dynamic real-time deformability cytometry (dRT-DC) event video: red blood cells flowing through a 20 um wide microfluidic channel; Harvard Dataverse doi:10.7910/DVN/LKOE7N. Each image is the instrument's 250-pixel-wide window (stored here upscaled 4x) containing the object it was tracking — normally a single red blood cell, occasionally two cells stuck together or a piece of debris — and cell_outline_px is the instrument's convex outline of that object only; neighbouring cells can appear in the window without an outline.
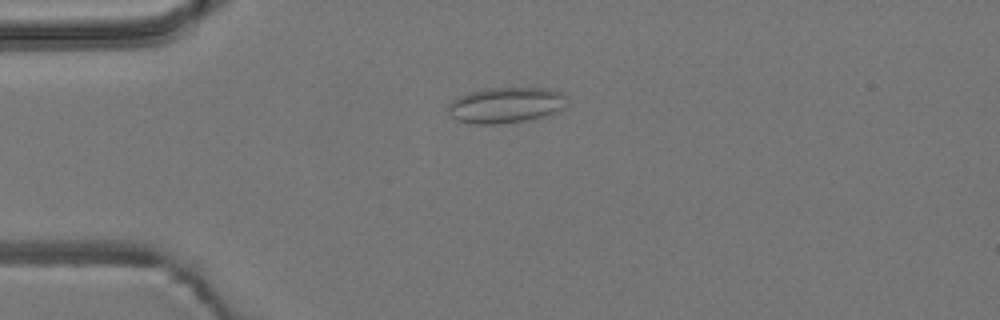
{"species": "common noctule bat (a hibernating species)", "species_latin": "Nyctalus noctula", "temperature_condition": "room temperature", "stored_images_in_passage": 30, "camera_frame_rate_fps": 3000, "um_per_image_px": 0.085, "animal": {"sex": "male", "body_mass_g": 19.2, "forearm_length_mm": 51.8}, "frame": {"image": 1, "passage_image": 5, "time_ms": 1.333, "image_size_px": [1000, 320], "cell_outline_px": [[568, 96], [564, 108], [556, 112], [544, 116], [524, 120], [496, 124], [472, 124], [456, 120], [448, 112], [448, 104], [452, 100], [468, 92], [488, 88], [544, 88], [560, 92]], "centroid_in_image_um": [42.98, 8.93], "position_along_channel_um": 42.0, "area_um2": 24.74}}
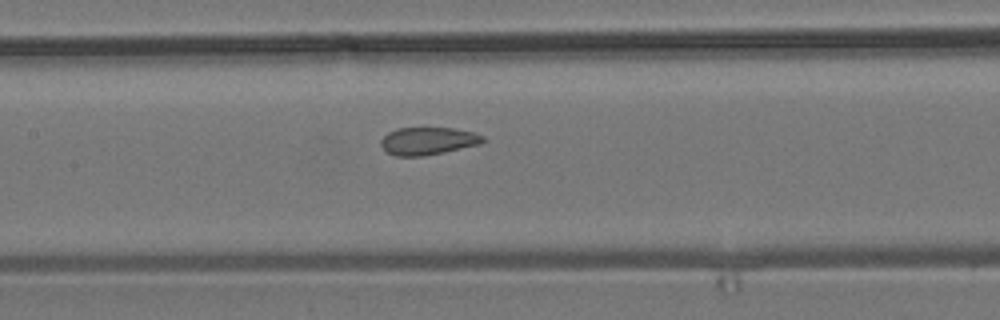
{"frame": {"image": 2, "passage_image": 17, "time_ms": 5.333, "image_size_px": [1000, 320], "cell_outline_px": [[484, 140], [480, 144], [444, 152], [424, 156], [396, 156], [388, 152], [380, 144], [380, 140], [388, 132], [396, 128], [452, 128], [472, 132], [484, 136]], "centroid_in_image_um": [36.36, 11.98], "position_along_channel_um": 171.0, "area_um2": 16.3}}
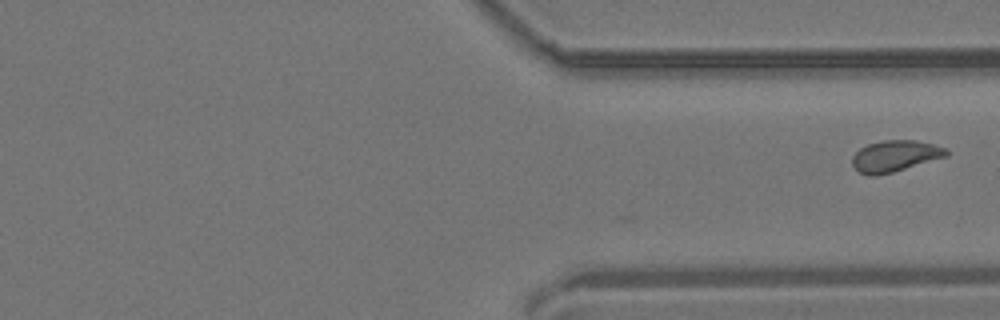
{"frame": {"image": 3, "passage_image": 30, "time_ms": 9.667, "image_size_px": [1000, 320], "cell_outline_px": [[948, 156], [892, 172], [876, 176], [868, 176], [860, 172], [852, 164], [852, 156], [860, 148], [868, 144], [884, 140], [916, 140], [932, 144], [944, 148], [948, 152]], "centroid_in_image_um": [76.05, 13.26], "position_along_channel_um": 335.3, "area_um2": 16.99}}